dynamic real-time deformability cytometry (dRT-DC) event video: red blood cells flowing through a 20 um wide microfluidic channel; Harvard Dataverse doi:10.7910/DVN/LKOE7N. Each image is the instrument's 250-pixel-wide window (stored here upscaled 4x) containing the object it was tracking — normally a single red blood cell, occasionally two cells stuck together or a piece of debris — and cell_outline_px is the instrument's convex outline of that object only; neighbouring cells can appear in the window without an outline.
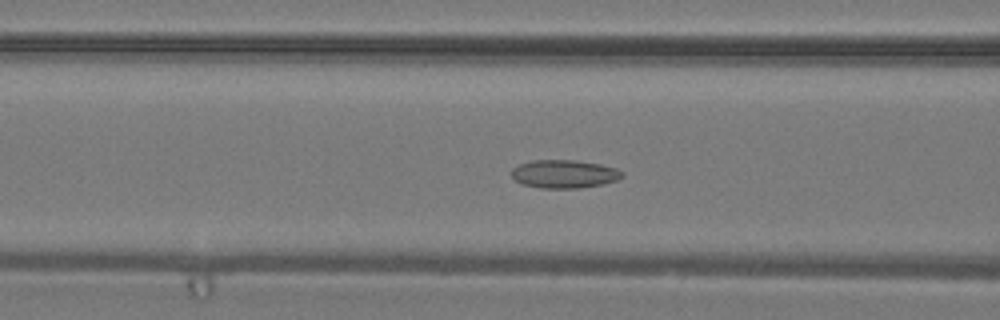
{"species": "common noctule bat (a hibernating species)", "species_latin": "Nyctalus noctula", "temperature_condition": "warm", "stored_images_in_passage": 31, "camera_frame_rate_fps": 3000, "um_per_image_px": 0.085, "animal": {"sex": "male", "body_mass_g": 19.2, "forearm_length_mm": 51.8}, "frame": {"image": 1, "passage_image": 7, "time_ms": 2.0, "image_size_px": [1000, 320], "cell_outline_px": [[624, 176], [616, 180], [604, 184], [576, 188], [540, 188], [524, 184], [516, 180], [512, 176], [512, 168], [520, 164], [532, 160], [576, 160], [600, 164], [616, 168], [624, 172]], "centroid_in_image_um": [47.99, 14.78], "position_along_channel_um": 118.6, "area_um2": 18.15}}
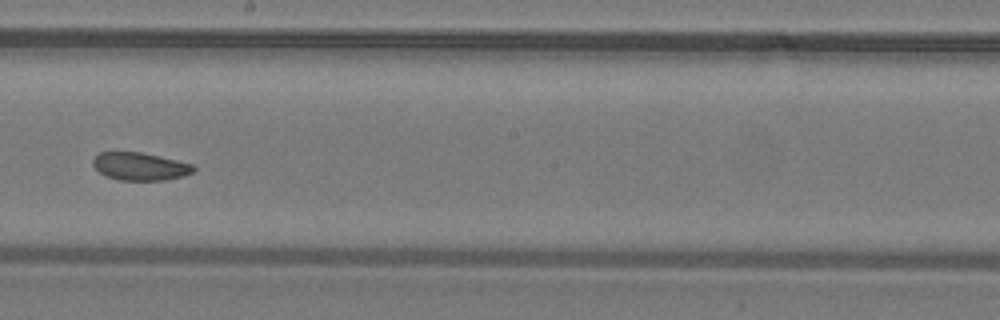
{"frame": {"image": 2, "passage_image": 14, "time_ms": 4.333, "image_size_px": [1000, 320], "cell_outline_px": [[196, 168], [192, 172], [184, 176], [168, 180], [120, 180], [108, 176], [100, 172], [92, 164], [92, 160], [100, 152], [140, 152], [176, 160], [192, 164]], "centroid_in_image_um": [11.92, 14.15], "position_along_channel_um": 236.3, "area_um2": 16.13}}
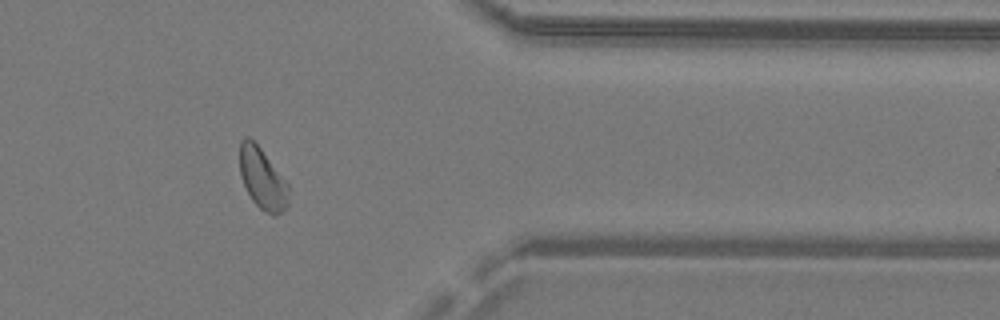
{"frame": {"image": 3, "passage_image": 24, "time_ms": 7.667, "image_size_px": [1000, 320], "cell_outline_px": [[288, 204], [284, 212], [276, 216], [272, 216], [260, 208], [252, 200], [240, 176], [240, 140], [244, 136], [248, 136], [260, 148], [288, 184]], "centroid_in_image_um": [22.3, 15.21], "position_along_channel_um": 389.1, "area_um2": 17.28}}